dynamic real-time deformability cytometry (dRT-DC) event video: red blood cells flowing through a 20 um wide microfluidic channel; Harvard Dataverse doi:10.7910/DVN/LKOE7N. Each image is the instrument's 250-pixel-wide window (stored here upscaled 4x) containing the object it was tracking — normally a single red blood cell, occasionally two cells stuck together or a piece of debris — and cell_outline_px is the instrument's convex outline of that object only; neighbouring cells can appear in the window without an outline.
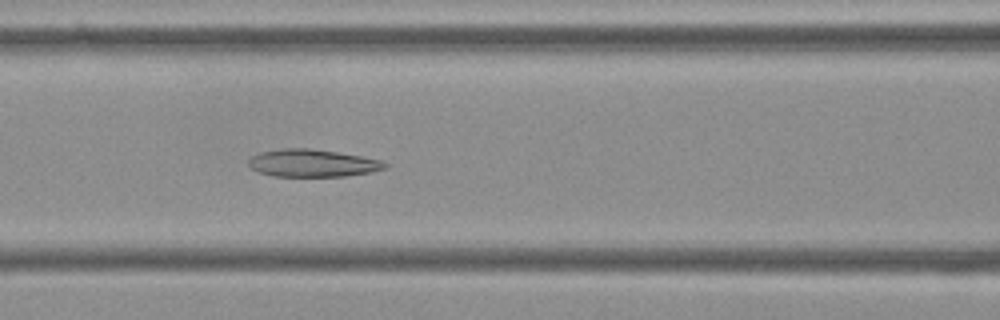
{"species": "Egyptian fruit bat (a non-hibernating species)", "species_latin": "Rousettus aegyptiacus", "temperature_condition": "cold", "stored_images_in_passage": 55, "camera_frame_rate_fps": 3000, "um_per_image_px": 0.085, "frame": {"image": 1, "passage_image": 23, "time_ms": 7.333, "image_size_px": [1000, 320], "cell_outline_px": [[388, 168], [372, 172], [344, 176], [272, 176], [260, 172], [252, 168], [248, 164], [248, 160], [252, 156], [260, 152], [280, 148], [308, 148], [336, 152], [384, 160], [388, 164]], "centroid_in_image_um": [26.59, 13.86], "position_along_channel_um": 140.0, "area_um2": 21.91}}
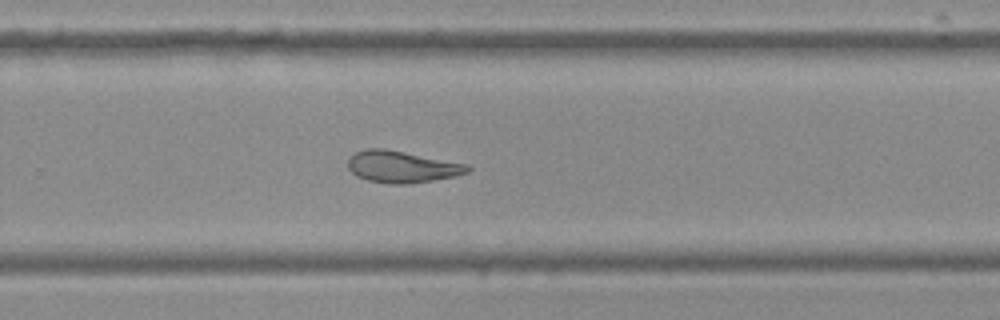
{"frame": {"image": 2, "passage_image": 36, "time_ms": 11.667, "image_size_px": [1000, 320], "cell_outline_px": [[472, 168], [468, 172], [456, 176], [432, 180], [404, 184], [388, 184], [368, 180], [356, 176], [348, 168], [348, 156], [364, 148], [384, 148], [468, 164]], "centroid_in_image_um": [34.14, 14.17], "position_along_channel_um": 295.7, "area_um2": 22.2}}
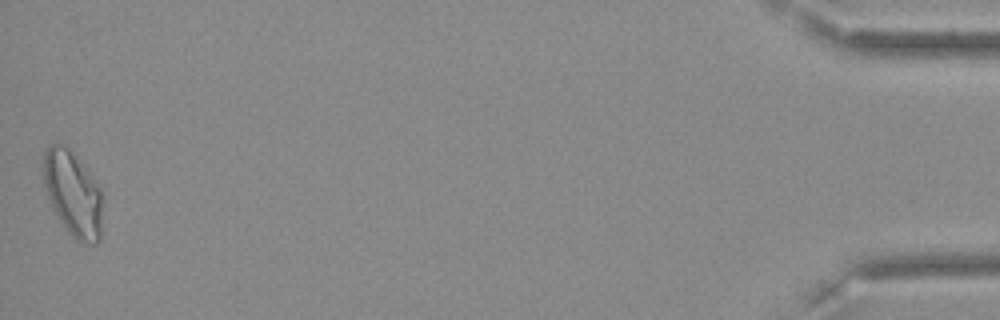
{"frame": {"image": 3, "passage_image": 55, "time_ms": 18.0, "image_size_px": [1000, 320], "cell_outline_px": [[104, 200], [100, 240], [96, 244], [84, 244], [76, 240], [68, 232], [60, 220], [48, 200], [44, 184], [44, 152], [56, 140], [64, 144], [68, 148], [92, 176], [100, 188], [104, 196]], "centroid_in_image_um": [6.24, 16.5], "position_along_channel_um": 429.0, "area_um2": 29.71}, "authors_computed_cell_mechanics": {"area_um2": 23.9292, "velocity_mm_per_s": 3.5973, "shape_relaxation_time_tau1_ms": null, "shape_relaxation_time_tau2_ms": 3.2716, "deformation_change_tau1": null, "deformation_change_tau2": 0.1113}}